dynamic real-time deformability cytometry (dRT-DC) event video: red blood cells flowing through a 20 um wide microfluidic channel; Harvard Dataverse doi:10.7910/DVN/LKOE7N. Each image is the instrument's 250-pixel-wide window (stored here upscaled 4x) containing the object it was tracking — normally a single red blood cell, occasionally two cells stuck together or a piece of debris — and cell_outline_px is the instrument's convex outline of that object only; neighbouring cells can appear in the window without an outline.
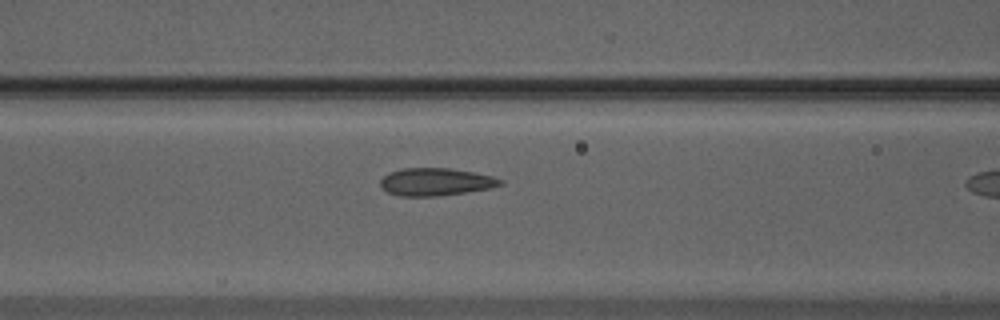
{"species": "Egyptian fruit bat (a non-hibernating species)", "species_latin": "Rousettus aegyptiacus", "temperature_condition": "warm", "stored_images_in_passage": 11, "camera_frame_rate_fps": 3000, "um_per_image_px": 0.085, "animal": {"sex": "male"}, "frame": {"image": 1, "passage_image": 10, "time_ms": 3.0, "image_size_px": [1000, 320], "cell_outline_px": [[504, 184], [488, 188], [464, 192], [436, 196], [400, 196], [388, 192], [380, 184], [380, 180], [388, 172], [404, 168], [452, 168], [492, 176], [504, 180]], "centroid_in_image_um": [37.03, 15.45], "position_along_channel_um": 129.6, "area_um2": 19.13}}